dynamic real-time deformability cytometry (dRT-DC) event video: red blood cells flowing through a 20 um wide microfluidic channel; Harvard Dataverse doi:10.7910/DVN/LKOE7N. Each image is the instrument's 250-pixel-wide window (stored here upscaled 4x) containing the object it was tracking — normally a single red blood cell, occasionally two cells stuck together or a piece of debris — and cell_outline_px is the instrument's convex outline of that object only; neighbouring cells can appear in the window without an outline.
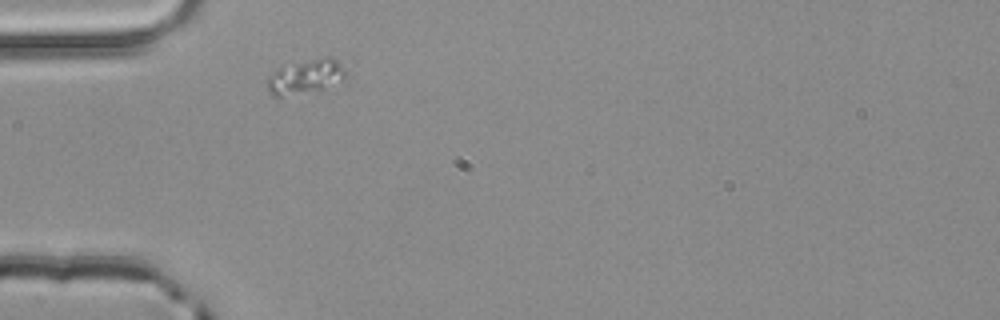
{"species": "common noctule bat (a hibernating species)", "species_latin": "Nyctalus noctula", "temperature_condition": "room temperature", "stored_images_in_passage": 4, "segment_of_instrument_passage": [2, 2], "camera_frame_rate_fps": 3000, "um_per_image_px": 0.085, "animal": {"sex": "male", "body_mass_g": 20.4}, "frame": {"image": 1, "passage_image": 4, "time_ms": 1.0, "image_size_px": [1000, 320], "cell_outline_px": [[344, 76], [320, 92], [280, 96], [272, 96], [268, 92], [268, 76], [284, 64], [328, 56], [332, 56], [340, 64], [344, 72]], "centroid_in_image_um": [25.91, 6.52], "position_along_channel_um": 59.1, "area_um2": 15.78}}